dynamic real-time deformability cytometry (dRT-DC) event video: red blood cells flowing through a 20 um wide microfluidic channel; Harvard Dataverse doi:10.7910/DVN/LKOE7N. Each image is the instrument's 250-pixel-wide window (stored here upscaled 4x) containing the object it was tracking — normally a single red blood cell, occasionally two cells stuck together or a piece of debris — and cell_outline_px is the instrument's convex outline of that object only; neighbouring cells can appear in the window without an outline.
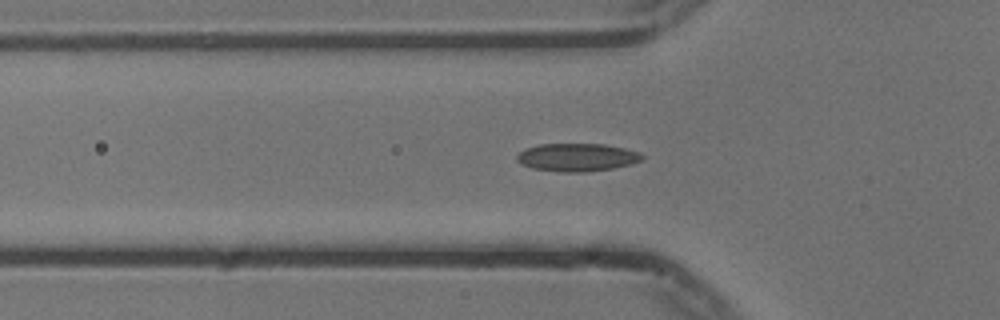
{"species": "common noctule bat (a hibernating species)", "species_latin": "Nyctalus noctula", "temperature_condition": "cold", "stored_images_in_passage": 22, "camera_frame_rate_fps": 3000, "um_per_image_px": 0.085, "animal": {"sex": "male", "body_mass_g": 13.3}, "frame": {"image": 1, "passage_image": 6, "time_ms": 1.667, "image_size_px": [1000, 320], "cell_outline_px": [[644, 156], [640, 160], [632, 164], [612, 168], [584, 172], [560, 172], [532, 168], [520, 164], [516, 160], [516, 156], [524, 148], [540, 144], [604, 144], [624, 148], [640, 152]], "centroid_in_image_um": [49.02, 13.37], "position_along_channel_um": 76.8, "area_um2": 20.46}}
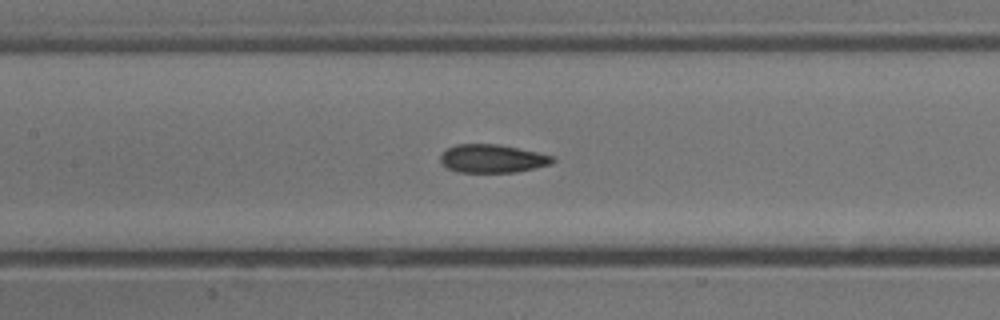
{"frame": {"image": 2, "passage_image": 13, "time_ms": 4.0, "image_size_px": [1000, 320], "cell_outline_px": [[556, 160], [552, 164], [516, 172], [456, 172], [448, 168], [440, 160], [440, 156], [448, 148], [456, 144], [500, 144], [556, 156]], "centroid_in_image_um": [41.9, 13.48], "position_along_channel_um": 165.5, "area_um2": 18.55}}
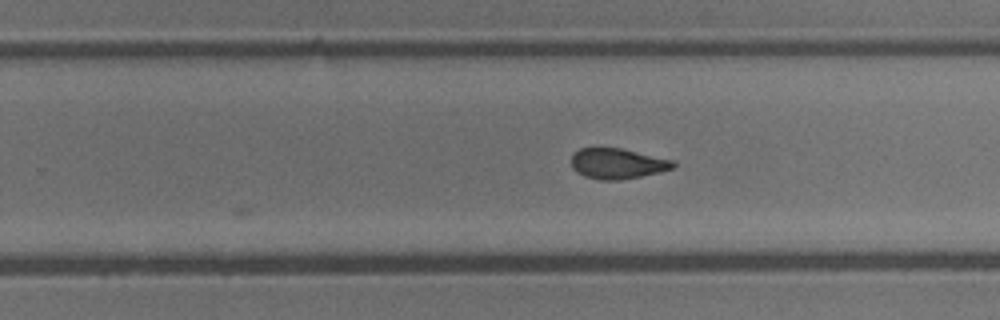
{"frame": {"image": 3, "passage_image": 22, "time_ms": 7.0, "image_size_px": [1000, 320], "cell_outline_px": [[676, 164], [672, 168], [660, 172], [640, 176], [616, 180], [600, 180], [584, 176], [576, 172], [572, 168], [572, 156], [580, 148], [620, 148], [676, 160]], "centroid_in_image_um": [52.5, 13.9], "position_along_channel_um": 277.3, "area_um2": 18.03}}